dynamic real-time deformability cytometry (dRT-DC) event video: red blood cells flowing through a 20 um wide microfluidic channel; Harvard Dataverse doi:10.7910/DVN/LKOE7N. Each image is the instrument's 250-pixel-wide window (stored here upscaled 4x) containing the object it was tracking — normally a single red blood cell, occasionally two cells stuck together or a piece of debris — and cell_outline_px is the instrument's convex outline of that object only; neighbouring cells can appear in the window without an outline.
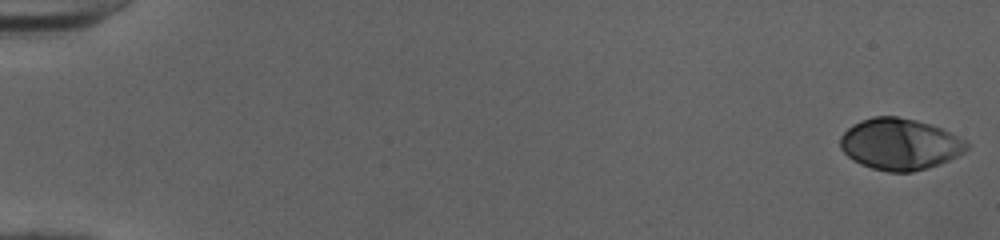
{"species": "human", "species_latin": "Homo sapiens", "temperature_condition": "cold", "stored_images_in_passage": 52, "camera_frame_rate_fps": 3000, "um_per_image_px": 0.085, "donor": {"sex": "female"}, "frame": {"image": 1, "passage_image": 1, "time_ms": 0.0, "image_size_px": [1000, 240], "cell_outline_px": [[968, 148], [964, 152], [948, 160], [928, 168], [912, 172], [888, 172], [872, 168], [860, 164], [852, 160], [840, 148], [840, 136], [852, 124], [860, 120], [872, 116], [896, 116], [916, 120], [940, 128], [964, 140], [968, 144]], "centroid_in_image_um": [76.44, 12.25], "position_along_channel_um": 8.6, "area_um2": 37.74}}
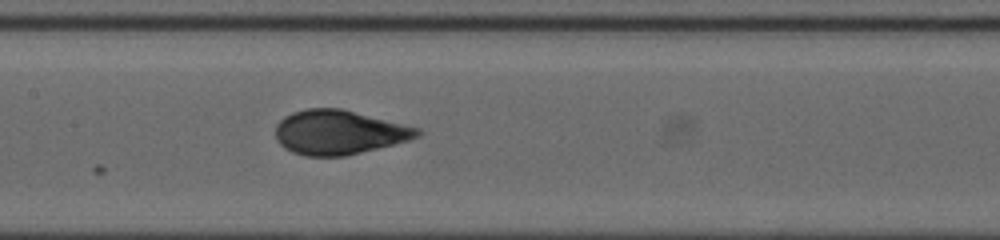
{"frame": {"image": 2, "passage_image": 27, "time_ms": 8.667, "image_size_px": [1000, 240], "cell_outline_px": [[424, 132], [420, 136], [408, 140], [344, 156], [304, 156], [292, 152], [284, 148], [276, 140], [276, 124], [284, 116], [292, 112], [308, 108], [340, 108], [420, 128]], "centroid_in_image_um": [28.78, 11.24], "position_along_channel_um": 178.6, "area_um2": 36.53}}
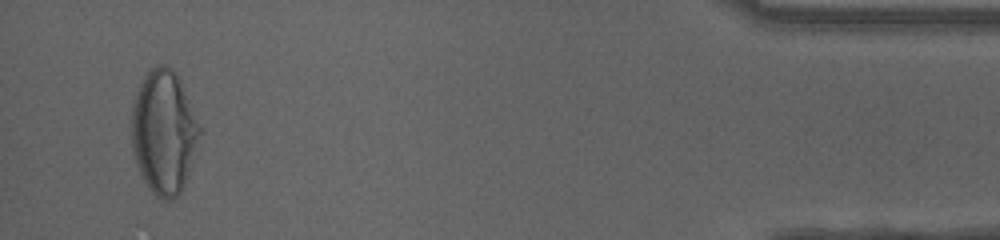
{"frame": {"image": 3, "passage_image": 50, "time_ms": 16.333, "image_size_px": [1000, 240], "cell_outline_px": [[204, 132], [188, 176], [180, 192], [172, 200], [164, 200], [156, 196], [152, 192], [144, 180], [136, 164], [132, 152], [132, 100], [144, 76], [152, 68], [160, 64], [164, 64], [172, 68], [176, 72], [204, 128]], "centroid_in_image_um": [13.98, 11.21], "position_along_channel_um": 421.2, "area_um2": 50.11}, "authors_computed_cell_mechanics": {"area_um2": 36.6741, "velocity_mm_per_s": 4.0347, "shape_relaxation_time_tau1_ms": 6.9748, "shape_relaxation_time_tau2_ms": null, "deformation_change_tau1": 0.2854, "deformation_change_tau2": null}}